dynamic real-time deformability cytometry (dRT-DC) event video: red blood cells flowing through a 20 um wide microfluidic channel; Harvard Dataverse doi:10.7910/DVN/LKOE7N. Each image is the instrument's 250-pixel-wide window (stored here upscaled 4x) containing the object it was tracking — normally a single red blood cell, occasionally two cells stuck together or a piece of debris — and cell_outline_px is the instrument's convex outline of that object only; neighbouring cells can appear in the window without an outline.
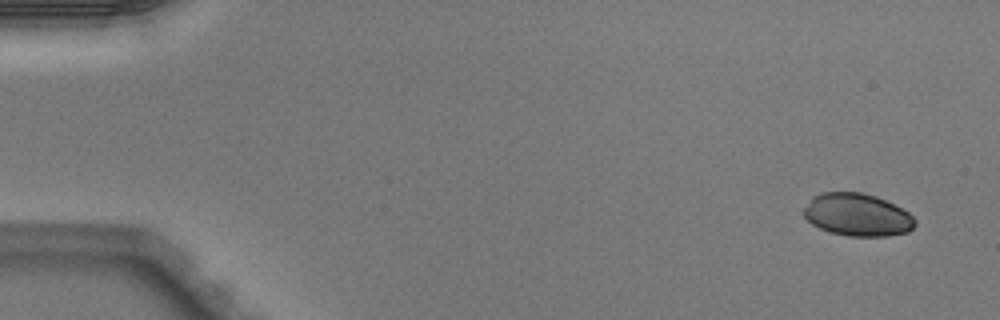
{"species": "Egyptian fruit bat (a non-hibernating species)", "species_latin": "Rousettus aegyptiacus", "temperature_condition": "warm", "stored_images_in_passage": 3, "camera_frame_rate_fps": 3000, "um_per_image_px": 0.085, "animal": {"sex": "male"}, "frame": {"image": 1, "passage_image": 1, "time_ms": 0.0, "image_size_px": [1000, 320], "cell_outline_px": [[916, 224], [908, 232], [888, 236], [848, 236], [828, 232], [812, 224], [804, 216], [804, 208], [812, 196], [820, 192], [860, 192], [876, 196], [908, 212], [916, 220]], "centroid_in_image_um": [72.85, 18.26], "position_along_channel_um": 12.1, "area_um2": 27.63}}